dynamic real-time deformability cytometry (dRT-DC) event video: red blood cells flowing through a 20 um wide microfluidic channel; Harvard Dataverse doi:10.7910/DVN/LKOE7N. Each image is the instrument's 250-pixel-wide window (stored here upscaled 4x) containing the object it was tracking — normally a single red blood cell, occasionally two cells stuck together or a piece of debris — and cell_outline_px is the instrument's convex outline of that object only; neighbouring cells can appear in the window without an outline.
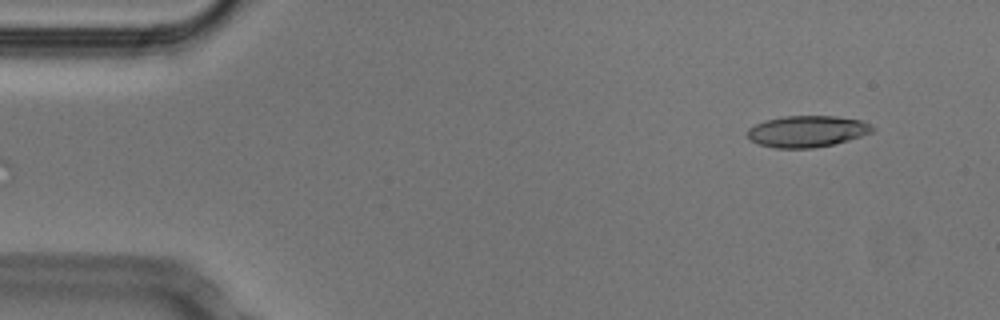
{"species": "Egyptian fruit bat (a non-hibernating species)", "species_latin": "Rousettus aegyptiacus", "temperature_condition": "cold", "stored_images_in_passage": 48, "camera_frame_rate_fps": 3000, "um_per_image_px": 0.085, "animal": {"sex": "male"}, "frame": {"image": 1, "passage_image": 1, "time_ms": 0.0, "image_size_px": [1000, 320], "cell_outline_px": [[876, 128], [872, 132], [848, 140], [832, 144], [812, 148], [776, 148], [760, 144], [752, 140], [748, 136], [748, 128], [756, 124], [768, 120], [784, 116], [836, 116], [860, 120], [872, 124]], "centroid_in_image_um": [68.64, 11.16], "position_along_channel_um": 16.4, "area_um2": 22.66}}
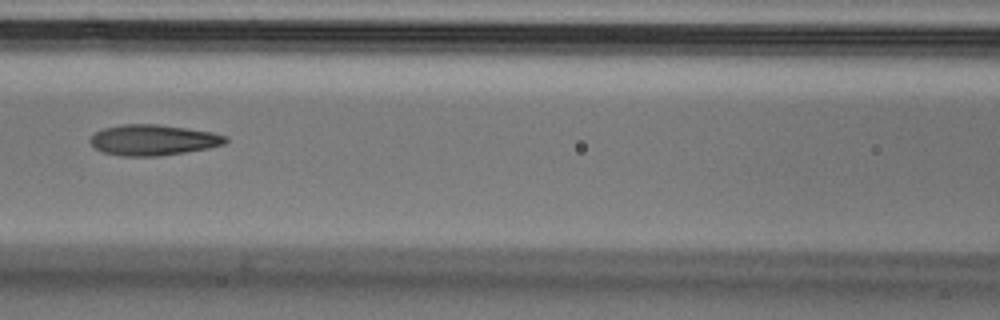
{"frame": {"image": 2, "passage_image": 19, "time_ms": 6.0, "image_size_px": [1000, 320], "cell_outline_px": [[228, 140], [224, 144], [208, 148], [160, 156], [120, 156], [104, 152], [96, 148], [88, 140], [96, 132], [104, 128], [124, 124], [156, 124], [212, 132], [228, 136]], "centroid_in_image_um": [13.03, 11.9], "position_along_channel_um": 153.6, "area_um2": 24.04}}
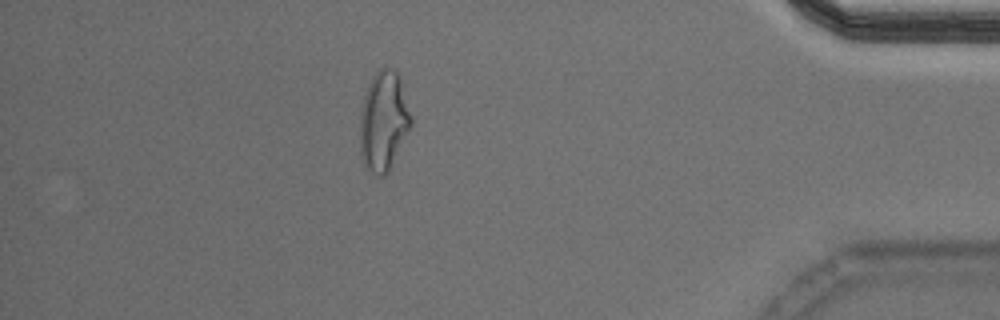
{"frame": {"image": 3, "passage_image": 42, "time_ms": 13.667, "image_size_px": [1000, 320], "cell_outline_px": [[412, 124], [388, 172], [384, 176], [376, 176], [364, 168], [360, 156], [360, 112], [364, 92], [372, 76], [380, 68], [392, 68], [400, 76], [412, 116]], "centroid_in_image_um": [32.59, 10.3], "position_along_channel_um": 402.6, "area_um2": 30.11}, "authors_computed_cell_mechanics": {"area_um2": 24.0159, "velocity_mm_per_s": 3.8179, "shape_relaxation_time_tau1_ms": 8.0372, "shape_relaxation_time_tau2_ms": 2.9144, "deformation_change_tau1": 0.2271, "deformation_change_tau2": 0.1138}}